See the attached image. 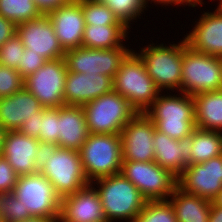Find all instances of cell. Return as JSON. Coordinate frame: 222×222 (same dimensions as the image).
Returning a JSON list of instances; mask_svg holds the SVG:
<instances>
[{
  "label": "cell",
  "mask_w": 222,
  "mask_h": 222,
  "mask_svg": "<svg viewBox=\"0 0 222 222\" xmlns=\"http://www.w3.org/2000/svg\"><path fill=\"white\" fill-rule=\"evenodd\" d=\"M155 124L145 113H137L120 132L122 157L127 161H154Z\"/></svg>",
  "instance_id": "obj_14"
},
{
  "label": "cell",
  "mask_w": 222,
  "mask_h": 222,
  "mask_svg": "<svg viewBox=\"0 0 222 222\" xmlns=\"http://www.w3.org/2000/svg\"><path fill=\"white\" fill-rule=\"evenodd\" d=\"M24 86V79L17 69L0 65V98L11 96Z\"/></svg>",
  "instance_id": "obj_35"
},
{
  "label": "cell",
  "mask_w": 222,
  "mask_h": 222,
  "mask_svg": "<svg viewBox=\"0 0 222 222\" xmlns=\"http://www.w3.org/2000/svg\"><path fill=\"white\" fill-rule=\"evenodd\" d=\"M108 6L114 15L123 22L128 28L130 21L132 22L136 17L141 16L146 8L144 0H99Z\"/></svg>",
  "instance_id": "obj_31"
},
{
  "label": "cell",
  "mask_w": 222,
  "mask_h": 222,
  "mask_svg": "<svg viewBox=\"0 0 222 222\" xmlns=\"http://www.w3.org/2000/svg\"><path fill=\"white\" fill-rule=\"evenodd\" d=\"M203 0H195V2L203 3Z\"/></svg>",
  "instance_id": "obj_48"
},
{
  "label": "cell",
  "mask_w": 222,
  "mask_h": 222,
  "mask_svg": "<svg viewBox=\"0 0 222 222\" xmlns=\"http://www.w3.org/2000/svg\"><path fill=\"white\" fill-rule=\"evenodd\" d=\"M18 176L7 159L0 155V193L13 192Z\"/></svg>",
  "instance_id": "obj_37"
},
{
  "label": "cell",
  "mask_w": 222,
  "mask_h": 222,
  "mask_svg": "<svg viewBox=\"0 0 222 222\" xmlns=\"http://www.w3.org/2000/svg\"><path fill=\"white\" fill-rule=\"evenodd\" d=\"M60 222H107L96 188L88 184L61 198Z\"/></svg>",
  "instance_id": "obj_17"
},
{
  "label": "cell",
  "mask_w": 222,
  "mask_h": 222,
  "mask_svg": "<svg viewBox=\"0 0 222 222\" xmlns=\"http://www.w3.org/2000/svg\"><path fill=\"white\" fill-rule=\"evenodd\" d=\"M39 140L21 134L18 130L7 131L4 139L2 156L21 175L39 172L36 167V153Z\"/></svg>",
  "instance_id": "obj_21"
},
{
  "label": "cell",
  "mask_w": 222,
  "mask_h": 222,
  "mask_svg": "<svg viewBox=\"0 0 222 222\" xmlns=\"http://www.w3.org/2000/svg\"><path fill=\"white\" fill-rule=\"evenodd\" d=\"M36 6L41 11L42 14H47L48 12L57 9L59 6L66 4L70 0H34Z\"/></svg>",
  "instance_id": "obj_41"
},
{
  "label": "cell",
  "mask_w": 222,
  "mask_h": 222,
  "mask_svg": "<svg viewBox=\"0 0 222 222\" xmlns=\"http://www.w3.org/2000/svg\"><path fill=\"white\" fill-rule=\"evenodd\" d=\"M147 201L168 200L177 187V178L155 161L123 160L121 172Z\"/></svg>",
  "instance_id": "obj_9"
},
{
  "label": "cell",
  "mask_w": 222,
  "mask_h": 222,
  "mask_svg": "<svg viewBox=\"0 0 222 222\" xmlns=\"http://www.w3.org/2000/svg\"><path fill=\"white\" fill-rule=\"evenodd\" d=\"M40 119H42V112H36V116L25 120L18 131L28 137L39 138Z\"/></svg>",
  "instance_id": "obj_39"
},
{
  "label": "cell",
  "mask_w": 222,
  "mask_h": 222,
  "mask_svg": "<svg viewBox=\"0 0 222 222\" xmlns=\"http://www.w3.org/2000/svg\"><path fill=\"white\" fill-rule=\"evenodd\" d=\"M24 50V45L17 34H15L0 47V65L17 69Z\"/></svg>",
  "instance_id": "obj_34"
},
{
  "label": "cell",
  "mask_w": 222,
  "mask_h": 222,
  "mask_svg": "<svg viewBox=\"0 0 222 222\" xmlns=\"http://www.w3.org/2000/svg\"><path fill=\"white\" fill-rule=\"evenodd\" d=\"M152 144L155 151L154 161L176 178L191 165L193 131L190 136L177 140L155 129Z\"/></svg>",
  "instance_id": "obj_18"
},
{
  "label": "cell",
  "mask_w": 222,
  "mask_h": 222,
  "mask_svg": "<svg viewBox=\"0 0 222 222\" xmlns=\"http://www.w3.org/2000/svg\"><path fill=\"white\" fill-rule=\"evenodd\" d=\"M182 96H181V95ZM179 96L159 94L144 112L155 124V129L170 138L180 140L192 134L195 128V103L193 96L180 93Z\"/></svg>",
  "instance_id": "obj_1"
},
{
  "label": "cell",
  "mask_w": 222,
  "mask_h": 222,
  "mask_svg": "<svg viewBox=\"0 0 222 222\" xmlns=\"http://www.w3.org/2000/svg\"><path fill=\"white\" fill-rule=\"evenodd\" d=\"M222 89L221 57L193 50L183 39L181 93L191 96Z\"/></svg>",
  "instance_id": "obj_5"
},
{
  "label": "cell",
  "mask_w": 222,
  "mask_h": 222,
  "mask_svg": "<svg viewBox=\"0 0 222 222\" xmlns=\"http://www.w3.org/2000/svg\"><path fill=\"white\" fill-rule=\"evenodd\" d=\"M17 26L0 15V47L16 34Z\"/></svg>",
  "instance_id": "obj_40"
},
{
  "label": "cell",
  "mask_w": 222,
  "mask_h": 222,
  "mask_svg": "<svg viewBox=\"0 0 222 222\" xmlns=\"http://www.w3.org/2000/svg\"><path fill=\"white\" fill-rule=\"evenodd\" d=\"M60 45L66 52L82 47L85 20L82 5L78 0H70L47 13Z\"/></svg>",
  "instance_id": "obj_16"
},
{
  "label": "cell",
  "mask_w": 222,
  "mask_h": 222,
  "mask_svg": "<svg viewBox=\"0 0 222 222\" xmlns=\"http://www.w3.org/2000/svg\"><path fill=\"white\" fill-rule=\"evenodd\" d=\"M190 154L191 165L206 162L211 158L222 155V132L195 127Z\"/></svg>",
  "instance_id": "obj_27"
},
{
  "label": "cell",
  "mask_w": 222,
  "mask_h": 222,
  "mask_svg": "<svg viewBox=\"0 0 222 222\" xmlns=\"http://www.w3.org/2000/svg\"><path fill=\"white\" fill-rule=\"evenodd\" d=\"M21 222H60L59 218L54 217H36L32 216L29 219L22 220Z\"/></svg>",
  "instance_id": "obj_44"
},
{
  "label": "cell",
  "mask_w": 222,
  "mask_h": 222,
  "mask_svg": "<svg viewBox=\"0 0 222 222\" xmlns=\"http://www.w3.org/2000/svg\"><path fill=\"white\" fill-rule=\"evenodd\" d=\"M215 205L222 207V189L212 201Z\"/></svg>",
  "instance_id": "obj_46"
},
{
  "label": "cell",
  "mask_w": 222,
  "mask_h": 222,
  "mask_svg": "<svg viewBox=\"0 0 222 222\" xmlns=\"http://www.w3.org/2000/svg\"><path fill=\"white\" fill-rule=\"evenodd\" d=\"M168 201L178 222H209L211 200L183 192L176 187Z\"/></svg>",
  "instance_id": "obj_24"
},
{
  "label": "cell",
  "mask_w": 222,
  "mask_h": 222,
  "mask_svg": "<svg viewBox=\"0 0 222 222\" xmlns=\"http://www.w3.org/2000/svg\"><path fill=\"white\" fill-rule=\"evenodd\" d=\"M68 70L64 58L47 60L36 72L24 79V87L44 108L64 106V87Z\"/></svg>",
  "instance_id": "obj_11"
},
{
  "label": "cell",
  "mask_w": 222,
  "mask_h": 222,
  "mask_svg": "<svg viewBox=\"0 0 222 222\" xmlns=\"http://www.w3.org/2000/svg\"><path fill=\"white\" fill-rule=\"evenodd\" d=\"M93 182L97 183L96 190L107 222L116 219L133 222L147 201L138 188L121 173L96 179L91 184Z\"/></svg>",
  "instance_id": "obj_2"
},
{
  "label": "cell",
  "mask_w": 222,
  "mask_h": 222,
  "mask_svg": "<svg viewBox=\"0 0 222 222\" xmlns=\"http://www.w3.org/2000/svg\"><path fill=\"white\" fill-rule=\"evenodd\" d=\"M16 34L25 49L41 55L46 60L64 58L65 51L54 32L47 14L17 25Z\"/></svg>",
  "instance_id": "obj_15"
},
{
  "label": "cell",
  "mask_w": 222,
  "mask_h": 222,
  "mask_svg": "<svg viewBox=\"0 0 222 222\" xmlns=\"http://www.w3.org/2000/svg\"><path fill=\"white\" fill-rule=\"evenodd\" d=\"M133 222H178L168 200L146 201Z\"/></svg>",
  "instance_id": "obj_30"
},
{
  "label": "cell",
  "mask_w": 222,
  "mask_h": 222,
  "mask_svg": "<svg viewBox=\"0 0 222 222\" xmlns=\"http://www.w3.org/2000/svg\"><path fill=\"white\" fill-rule=\"evenodd\" d=\"M59 137V108H44L40 119L38 140L57 144Z\"/></svg>",
  "instance_id": "obj_33"
},
{
  "label": "cell",
  "mask_w": 222,
  "mask_h": 222,
  "mask_svg": "<svg viewBox=\"0 0 222 222\" xmlns=\"http://www.w3.org/2000/svg\"><path fill=\"white\" fill-rule=\"evenodd\" d=\"M209 222H222V207L211 202Z\"/></svg>",
  "instance_id": "obj_43"
},
{
  "label": "cell",
  "mask_w": 222,
  "mask_h": 222,
  "mask_svg": "<svg viewBox=\"0 0 222 222\" xmlns=\"http://www.w3.org/2000/svg\"><path fill=\"white\" fill-rule=\"evenodd\" d=\"M132 50L125 46L111 49L78 47L65 52L67 70L74 73L101 74L114 78L121 63Z\"/></svg>",
  "instance_id": "obj_12"
},
{
  "label": "cell",
  "mask_w": 222,
  "mask_h": 222,
  "mask_svg": "<svg viewBox=\"0 0 222 222\" xmlns=\"http://www.w3.org/2000/svg\"><path fill=\"white\" fill-rule=\"evenodd\" d=\"M82 5L85 25H125L99 0H78Z\"/></svg>",
  "instance_id": "obj_29"
},
{
  "label": "cell",
  "mask_w": 222,
  "mask_h": 222,
  "mask_svg": "<svg viewBox=\"0 0 222 222\" xmlns=\"http://www.w3.org/2000/svg\"><path fill=\"white\" fill-rule=\"evenodd\" d=\"M204 12L185 41L193 50L222 57V8Z\"/></svg>",
  "instance_id": "obj_20"
},
{
  "label": "cell",
  "mask_w": 222,
  "mask_h": 222,
  "mask_svg": "<svg viewBox=\"0 0 222 222\" xmlns=\"http://www.w3.org/2000/svg\"><path fill=\"white\" fill-rule=\"evenodd\" d=\"M46 61L47 60L41 55L31 52L30 49H25L22 54L21 62L18 64L17 71L23 79H26L29 75L42 67Z\"/></svg>",
  "instance_id": "obj_36"
},
{
  "label": "cell",
  "mask_w": 222,
  "mask_h": 222,
  "mask_svg": "<svg viewBox=\"0 0 222 222\" xmlns=\"http://www.w3.org/2000/svg\"><path fill=\"white\" fill-rule=\"evenodd\" d=\"M141 49L139 57L147 73L161 90L177 89L181 92V70L183 61V40L179 44L154 45Z\"/></svg>",
  "instance_id": "obj_7"
},
{
  "label": "cell",
  "mask_w": 222,
  "mask_h": 222,
  "mask_svg": "<svg viewBox=\"0 0 222 222\" xmlns=\"http://www.w3.org/2000/svg\"><path fill=\"white\" fill-rule=\"evenodd\" d=\"M177 187L183 192L213 201L222 189V155L188 165L177 178Z\"/></svg>",
  "instance_id": "obj_13"
},
{
  "label": "cell",
  "mask_w": 222,
  "mask_h": 222,
  "mask_svg": "<svg viewBox=\"0 0 222 222\" xmlns=\"http://www.w3.org/2000/svg\"><path fill=\"white\" fill-rule=\"evenodd\" d=\"M148 1H150V0H144V2H145V5H147V3H148ZM158 2L157 4H163V5H166L167 4V6H168V4H171L172 5V3L174 4V5H176L177 4V6L180 4H183V3H185L186 5H188V6H191V7H195L197 4L199 5H202V3H199V2H195V0H151V2Z\"/></svg>",
  "instance_id": "obj_42"
},
{
  "label": "cell",
  "mask_w": 222,
  "mask_h": 222,
  "mask_svg": "<svg viewBox=\"0 0 222 222\" xmlns=\"http://www.w3.org/2000/svg\"><path fill=\"white\" fill-rule=\"evenodd\" d=\"M81 163L88 181L121 172L120 134H89L80 150Z\"/></svg>",
  "instance_id": "obj_4"
},
{
  "label": "cell",
  "mask_w": 222,
  "mask_h": 222,
  "mask_svg": "<svg viewBox=\"0 0 222 222\" xmlns=\"http://www.w3.org/2000/svg\"><path fill=\"white\" fill-rule=\"evenodd\" d=\"M113 91L125 97L137 113H144L161 92L134 50L127 55L116 72Z\"/></svg>",
  "instance_id": "obj_3"
},
{
  "label": "cell",
  "mask_w": 222,
  "mask_h": 222,
  "mask_svg": "<svg viewBox=\"0 0 222 222\" xmlns=\"http://www.w3.org/2000/svg\"><path fill=\"white\" fill-rule=\"evenodd\" d=\"M113 91V78L101 74L68 71L64 87L65 105L83 106Z\"/></svg>",
  "instance_id": "obj_19"
},
{
  "label": "cell",
  "mask_w": 222,
  "mask_h": 222,
  "mask_svg": "<svg viewBox=\"0 0 222 222\" xmlns=\"http://www.w3.org/2000/svg\"><path fill=\"white\" fill-rule=\"evenodd\" d=\"M59 133L58 147L80 150L90 134L82 106L59 107Z\"/></svg>",
  "instance_id": "obj_23"
},
{
  "label": "cell",
  "mask_w": 222,
  "mask_h": 222,
  "mask_svg": "<svg viewBox=\"0 0 222 222\" xmlns=\"http://www.w3.org/2000/svg\"><path fill=\"white\" fill-rule=\"evenodd\" d=\"M126 25H86L82 47L89 49H111L123 46L126 39Z\"/></svg>",
  "instance_id": "obj_26"
},
{
  "label": "cell",
  "mask_w": 222,
  "mask_h": 222,
  "mask_svg": "<svg viewBox=\"0 0 222 222\" xmlns=\"http://www.w3.org/2000/svg\"><path fill=\"white\" fill-rule=\"evenodd\" d=\"M57 147V144L39 141L35 160L36 167L39 171L46 164V161H48L49 157L54 154Z\"/></svg>",
  "instance_id": "obj_38"
},
{
  "label": "cell",
  "mask_w": 222,
  "mask_h": 222,
  "mask_svg": "<svg viewBox=\"0 0 222 222\" xmlns=\"http://www.w3.org/2000/svg\"><path fill=\"white\" fill-rule=\"evenodd\" d=\"M6 132L7 130L0 124V155L2 154Z\"/></svg>",
  "instance_id": "obj_45"
},
{
  "label": "cell",
  "mask_w": 222,
  "mask_h": 222,
  "mask_svg": "<svg viewBox=\"0 0 222 222\" xmlns=\"http://www.w3.org/2000/svg\"><path fill=\"white\" fill-rule=\"evenodd\" d=\"M195 127L222 131V89L193 95Z\"/></svg>",
  "instance_id": "obj_25"
},
{
  "label": "cell",
  "mask_w": 222,
  "mask_h": 222,
  "mask_svg": "<svg viewBox=\"0 0 222 222\" xmlns=\"http://www.w3.org/2000/svg\"><path fill=\"white\" fill-rule=\"evenodd\" d=\"M82 107L91 134H120L137 114L129 101L115 91L101 95Z\"/></svg>",
  "instance_id": "obj_6"
},
{
  "label": "cell",
  "mask_w": 222,
  "mask_h": 222,
  "mask_svg": "<svg viewBox=\"0 0 222 222\" xmlns=\"http://www.w3.org/2000/svg\"><path fill=\"white\" fill-rule=\"evenodd\" d=\"M28 208L24 207L13 192L0 193V218L6 222H21L31 218Z\"/></svg>",
  "instance_id": "obj_32"
},
{
  "label": "cell",
  "mask_w": 222,
  "mask_h": 222,
  "mask_svg": "<svg viewBox=\"0 0 222 222\" xmlns=\"http://www.w3.org/2000/svg\"><path fill=\"white\" fill-rule=\"evenodd\" d=\"M39 172L53 185L61 198L90 184L77 150L57 147Z\"/></svg>",
  "instance_id": "obj_8"
},
{
  "label": "cell",
  "mask_w": 222,
  "mask_h": 222,
  "mask_svg": "<svg viewBox=\"0 0 222 222\" xmlns=\"http://www.w3.org/2000/svg\"><path fill=\"white\" fill-rule=\"evenodd\" d=\"M220 2V4L218 5V6H220L221 8H222V0H219Z\"/></svg>",
  "instance_id": "obj_47"
},
{
  "label": "cell",
  "mask_w": 222,
  "mask_h": 222,
  "mask_svg": "<svg viewBox=\"0 0 222 222\" xmlns=\"http://www.w3.org/2000/svg\"><path fill=\"white\" fill-rule=\"evenodd\" d=\"M43 109L39 100L23 86L11 96L0 98V124L7 131H16L25 120Z\"/></svg>",
  "instance_id": "obj_22"
},
{
  "label": "cell",
  "mask_w": 222,
  "mask_h": 222,
  "mask_svg": "<svg viewBox=\"0 0 222 222\" xmlns=\"http://www.w3.org/2000/svg\"><path fill=\"white\" fill-rule=\"evenodd\" d=\"M13 194L31 216L59 218L61 197L40 172L18 176Z\"/></svg>",
  "instance_id": "obj_10"
},
{
  "label": "cell",
  "mask_w": 222,
  "mask_h": 222,
  "mask_svg": "<svg viewBox=\"0 0 222 222\" xmlns=\"http://www.w3.org/2000/svg\"><path fill=\"white\" fill-rule=\"evenodd\" d=\"M0 15L17 26L39 18L42 13L34 0H0Z\"/></svg>",
  "instance_id": "obj_28"
}]
</instances>
